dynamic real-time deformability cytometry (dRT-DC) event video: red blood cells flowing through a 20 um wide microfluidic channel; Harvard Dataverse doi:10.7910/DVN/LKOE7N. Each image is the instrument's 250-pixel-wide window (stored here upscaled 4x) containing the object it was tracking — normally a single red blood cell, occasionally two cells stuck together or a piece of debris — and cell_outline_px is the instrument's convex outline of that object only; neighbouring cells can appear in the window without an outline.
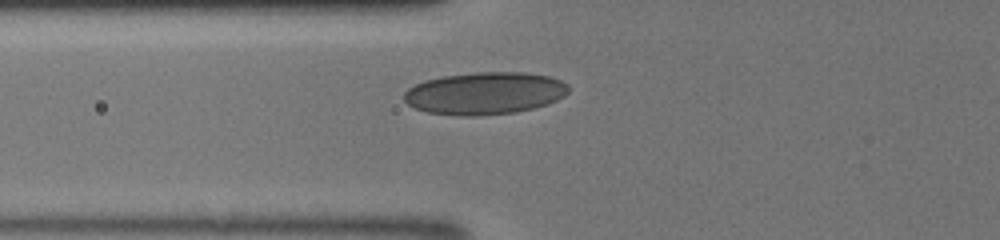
{"species": "human", "species_latin": "Homo sapiens", "temperature_condition": "room temperature", "stored_images_in_passage": 28, "camera_frame_rate_fps": 3000, "um_per_image_px": 0.085, "donor": {"sex": "male"}, "frame": {"image": 1, "passage_image": 2, "time_ms": 0.333, "image_size_px": [1000, 240], "cell_outline_px": [[568, 92], [564, 96], [548, 104], [516, 112], [480, 116], [460, 116], [428, 112], [416, 108], [408, 104], [404, 100], [404, 92], [408, 88], [424, 80], [440, 76], [476, 72], [524, 72], [552, 76], [568, 84]], "centroid_in_image_um": [41.21, 7.92], "position_along_channel_um": 84.6, "area_um2": 40.86}}
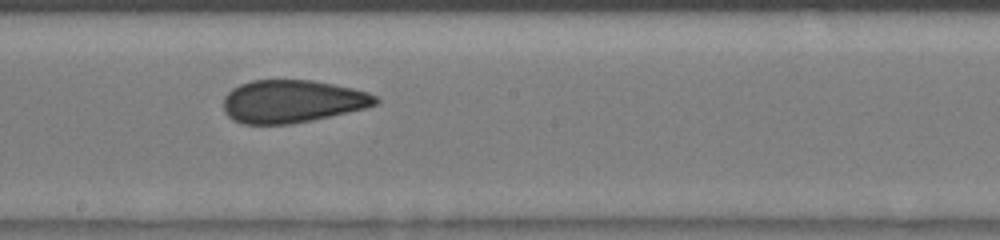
{"frame": {"image": 2, "passage_image": 11, "time_ms": 3.333, "image_size_px": [1000, 240], "cell_outline_px": [[380, 100], [376, 104], [368, 108], [312, 120], [292, 124], [244, 124], [232, 120], [224, 112], [224, 96], [232, 88], [240, 84], [252, 80], [312, 80], [352, 88], [368, 92], [376, 96]], "centroid_in_image_um": [24.83, 8.62], "position_along_channel_um": 223.4, "area_um2": 38.09}}
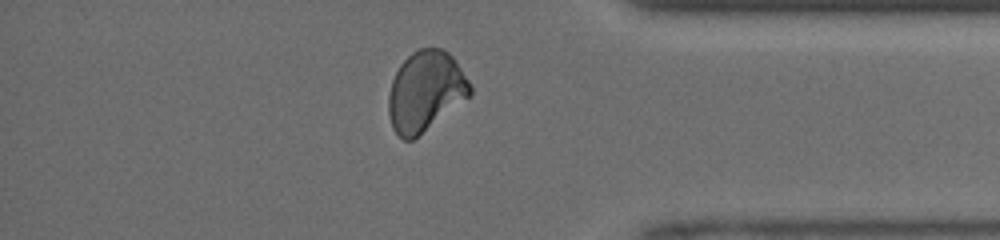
{"frame": {"image": 3, "passage_image": 23, "time_ms": 7.333, "image_size_px": [1000, 240], "cell_outline_px": [[472, 96], [412, 140], [404, 140], [392, 128], [388, 112], [388, 96], [392, 80], [400, 64], [412, 52], [420, 48], [440, 48], [448, 52], [456, 60], [468, 80], [472, 88]], "centroid_in_image_um": [36.18, 7.75], "position_along_channel_um": 399.0, "area_um2": 38.15}}